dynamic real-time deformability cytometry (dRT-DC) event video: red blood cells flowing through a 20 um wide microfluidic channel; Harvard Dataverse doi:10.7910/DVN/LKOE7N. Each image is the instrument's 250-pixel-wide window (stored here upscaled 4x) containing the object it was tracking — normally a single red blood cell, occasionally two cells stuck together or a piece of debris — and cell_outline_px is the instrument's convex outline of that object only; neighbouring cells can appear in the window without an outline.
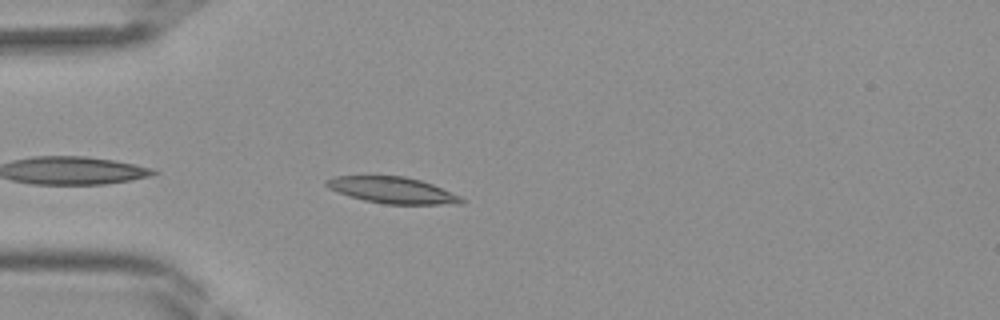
{"species": "Egyptian fruit bat (a non-hibernating species)", "species_latin": "Rousettus aegyptiacus", "temperature_condition": "room temperature", "stored_images_in_passage": 32, "camera_frame_rate_fps": 3000, "um_per_image_px": 0.085, "frame": {"image": 1, "passage_image": 2, "time_ms": 0.333, "image_size_px": [1000, 320], "cell_outline_px": [[464, 204], [384, 204], [364, 200], [328, 188], [324, 184], [324, 180], [336, 176], [404, 176], [420, 180], [432, 184], [460, 196], [464, 200]], "centroid_in_image_um": [33.37, 16.16], "position_along_channel_um": 51.6, "area_um2": 20.52}}
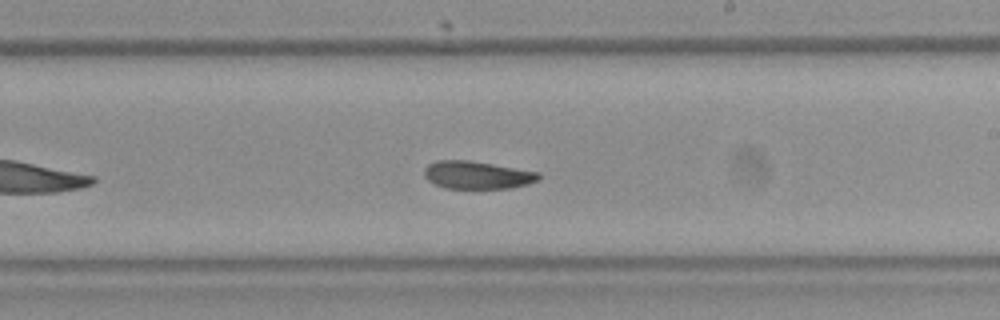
{"frame": {"image": 2, "passage_image": 15, "time_ms": 4.667, "image_size_px": [1000, 320], "cell_outline_px": [[540, 180], [528, 184], [512, 188], [448, 188], [436, 184], [428, 180], [424, 176], [424, 168], [428, 164], [436, 160], [468, 160], [540, 172]], "centroid_in_image_um": [40.57, 14.87], "position_along_channel_um": 248.4, "area_um2": 18.5}}
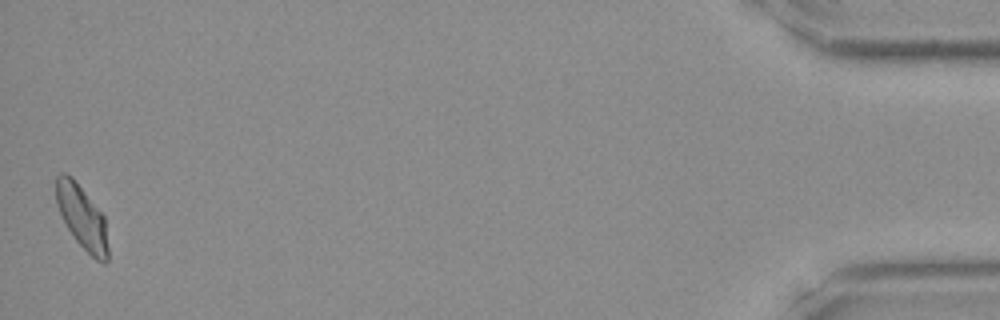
{"frame": {"image": 3, "passage_image": 32, "time_ms": 10.333, "image_size_px": [1000, 320], "cell_outline_px": [[108, 260], [104, 264], [96, 260], [76, 240], [68, 228], [56, 204], [56, 176], [60, 172], [64, 172], [72, 176], [104, 216], [108, 248]], "centroid_in_image_um": [6.97, 18.44], "position_along_channel_um": 428.2, "area_um2": 19.02}}